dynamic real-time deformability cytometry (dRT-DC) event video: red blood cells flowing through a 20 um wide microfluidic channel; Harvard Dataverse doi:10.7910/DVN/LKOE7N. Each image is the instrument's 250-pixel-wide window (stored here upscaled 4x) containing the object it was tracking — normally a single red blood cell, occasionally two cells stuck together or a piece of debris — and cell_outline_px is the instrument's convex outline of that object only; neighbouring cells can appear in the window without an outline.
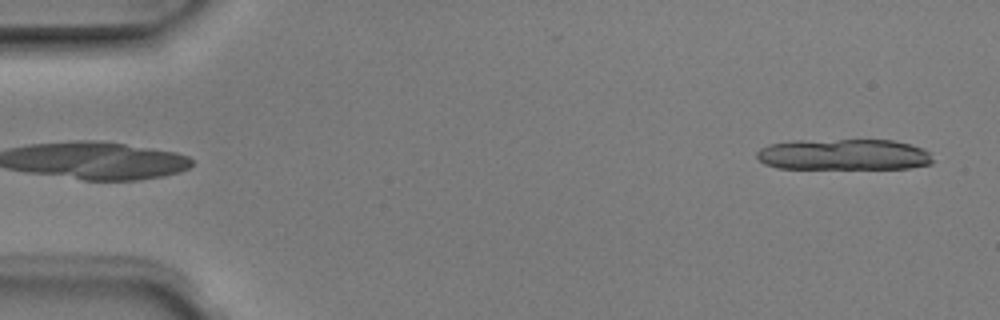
{"species": "Egyptian fruit bat (a non-hibernating species)", "species_latin": "Rousettus aegyptiacus", "temperature_condition": "room temperature", "stored_images_in_passage": 5, "segment_of_instrument_passage": [2, 2], "camera_frame_rate_fps": 3000, "um_per_image_px": 0.085, "animal": {"sex": "male"}, "frame": {"image": 1, "passage_image": 5, "time_ms": 1.333, "image_size_px": [1000, 320], "cell_outline_px": [[936, 160], [932, 164], [908, 168], [776, 168], [764, 164], [756, 156], [756, 152], [760, 148], [768, 144], [792, 140], [892, 140], [912, 144], [924, 148]], "centroid_in_image_um": [71.73, 13.13], "position_along_channel_um": 13.3, "area_um2": 32.25}}